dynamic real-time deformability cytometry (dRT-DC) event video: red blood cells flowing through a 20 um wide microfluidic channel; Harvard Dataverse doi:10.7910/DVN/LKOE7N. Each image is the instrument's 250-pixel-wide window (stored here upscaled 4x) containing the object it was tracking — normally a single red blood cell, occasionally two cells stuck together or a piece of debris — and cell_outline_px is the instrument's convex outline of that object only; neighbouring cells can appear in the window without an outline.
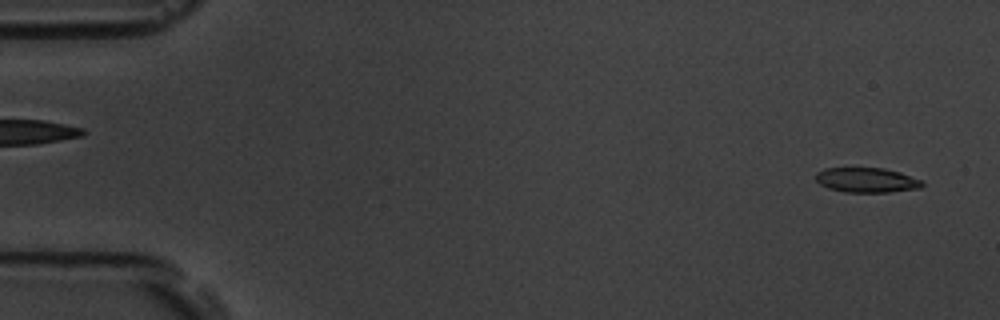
{"species": "common noctule bat (a hibernating species)", "species_latin": "Nyctalus noctula", "temperature_condition": "room temperature", "stored_images_in_passage": 54, "camera_frame_rate_fps": 3000, "um_per_image_px": 0.085, "animal": {"sex": "male", "body_mass_g": 19.5, "forearm_length_mm": 54.6}, "frame": {"image": 1, "passage_image": 2, "time_ms": 0.333, "image_size_px": [1000, 320], "cell_outline_px": [[924, 184], [920, 188], [888, 192], [844, 192], [828, 188], [820, 184], [816, 180], [816, 172], [824, 168], [884, 168], [900, 172], [924, 180]], "centroid_in_image_um": [73.68, 15.3], "position_along_channel_um": 11.3, "area_um2": 15.49}}
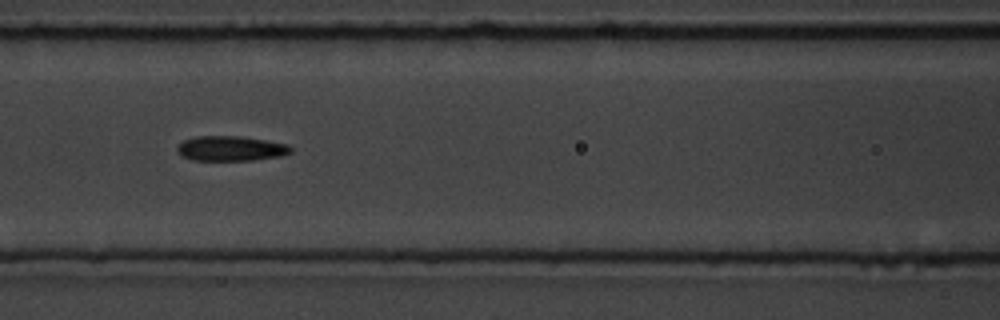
{"frame": {"image": 2, "passage_image": 23, "time_ms": 7.333, "image_size_px": [1000, 320], "cell_outline_px": [[292, 152], [280, 156], [252, 160], [192, 160], [180, 156], [176, 152], [176, 148], [184, 140], [196, 136], [240, 136], [288, 144], [292, 148]], "centroid_in_image_um": [19.58, 12.62], "position_along_channel_um": 147.0, "area_um2": 16.53}}
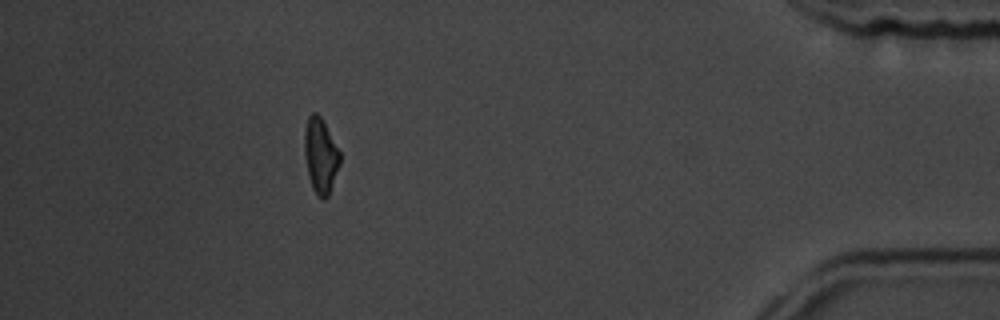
{"frame": {"image": 3, "passage_image": 48, "time_ms": 15.667, "image_size_px": [1000, 320], "cell_outline_px": [[340, 164], [328, 196], [324, 200], [312, 188], [308, 176], [304, 152], [304, 132], [308, 116], [312, 112], [316, 112], [320, 116], [340, 152]], "centroid_in_image_um": [27.23, 13.22], "position_along_channel_um": 408.0, "area_um2": 15.37}, "authors_computed_cell_mechanics": {"area_um2": 16.2418, "velocity_mm_per_s": 3.7663, "shape_relaxation_time_tau1_ms": 3.6269, "shape_relaxation_time_tau2_ms": 3.4011, "deformation_change_tau1": 0.1604, "deformation_change_tau2": 0.1178}}